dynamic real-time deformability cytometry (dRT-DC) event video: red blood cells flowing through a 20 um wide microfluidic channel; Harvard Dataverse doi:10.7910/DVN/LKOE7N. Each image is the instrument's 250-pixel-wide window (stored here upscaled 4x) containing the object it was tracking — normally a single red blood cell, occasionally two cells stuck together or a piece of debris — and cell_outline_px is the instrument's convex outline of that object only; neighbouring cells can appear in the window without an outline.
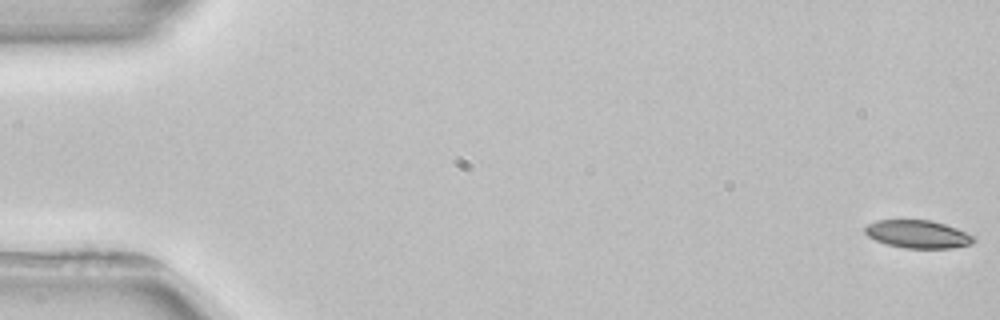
{"species": "common noctule bat (a hibernating species)", "species_latin": "Nyctalus noctula", "temperature_condition": "room temperature", "stored_images_in_passage": 6, "camera_frame_rate_fps": 3000, "um_per_image_px": 0.085, "animal": {"sex": "female", "body_mass_g": 22.7, "forearm_length_mm": 54.2}, "frame": {"image": 1, "passage_image": 1, "time_ms": 0.0, "image_size_px": [1000, 320], "cell_outline_px": [[976, 240], [972, 244], [952, 248], [904, 248], [888, 244], [876, 240], [868, 236], [864, 232], [864, 228], [868, 224], [876, 220], [932, 220], [956, 228], [976, 236]], "centroid_in_image_um": [78.04, 19.9], "position_along_channel_um": 7.0, "area_um2": 17.74}}
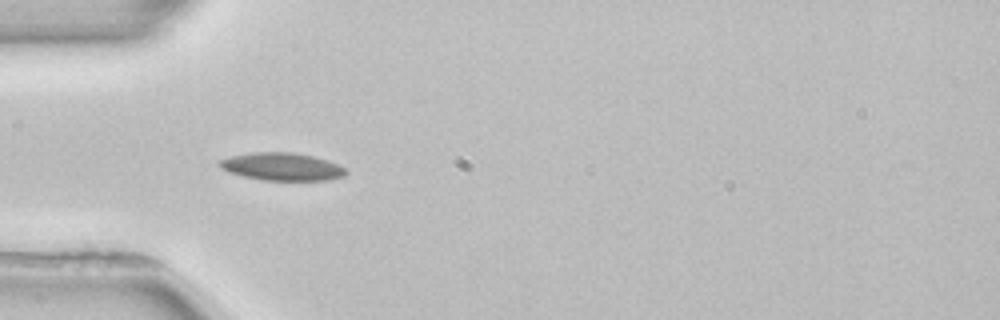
{"frame": {"image": 2, "passage_image": 5, "time_ms": 5.333, "image_size_px": [1000, 320], "cell_outline_px": [[348, 172], [344, 176], [328, 180], [264, 180], [244, 176], [228, 172], [220, 168], [216, 164], [216, 160], [232, 156], [252, 152], [292, 152], [312, 156], [328, 160], [340, 164]], "centroid_in_image_um": [23.94, 14.16], "position_along_channel_um": 61.1, "area_um2": 20.58}}